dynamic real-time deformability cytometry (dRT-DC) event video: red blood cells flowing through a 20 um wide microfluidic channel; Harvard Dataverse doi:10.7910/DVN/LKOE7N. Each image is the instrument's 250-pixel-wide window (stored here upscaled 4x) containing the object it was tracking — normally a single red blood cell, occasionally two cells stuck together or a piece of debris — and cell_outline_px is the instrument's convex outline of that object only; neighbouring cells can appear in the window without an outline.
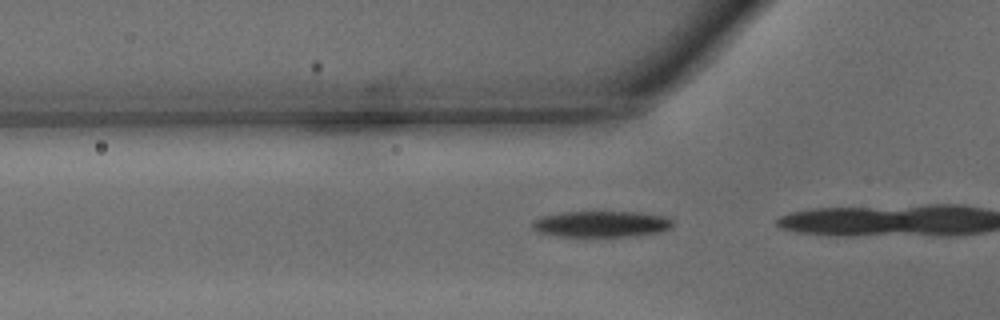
{"species": "common noctule bat (a hibernating species)", "species_latin": "Nyctalus noctula", "temperature_condition": "warm", "stored_images_in_passage": 15, "camera_frame_rate_fps": 3000, "um_per_image_px": 0.085, "animal": {"sex": "male", "body_mass_g": 15.6}, "frame": {"image": 1, "passage_image": 12, "time_ms": 3.667, "image_size_px": [1000, 320], "cell_outline_px": [[676, 224], [672, 228], [660, 232], [636, 236], [560, 236], [540, 232], [532, 228], [532, 220], [544, 216], [560, 212], [640, 212], [664, 216], [672, 220]], "centroid_in_image_um": [51.17, 19.04], "position_along_channel_um": 74.6, "area_um2": 21.44}}